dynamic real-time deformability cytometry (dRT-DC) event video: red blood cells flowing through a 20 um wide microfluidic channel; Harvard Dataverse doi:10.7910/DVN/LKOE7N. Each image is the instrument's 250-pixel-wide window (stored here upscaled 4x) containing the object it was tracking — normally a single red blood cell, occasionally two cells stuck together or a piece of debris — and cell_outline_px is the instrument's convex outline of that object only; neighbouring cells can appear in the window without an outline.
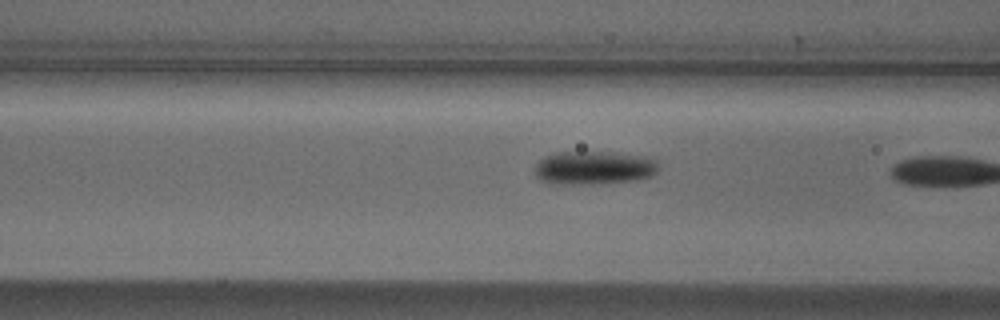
{"species": "Egyptian fruit bat (a non-hibernating species)", "species_latin": "Rousettus aegyptiacus", "temperature_condition": "cold", "stored_images_in_passage": 8, "camera_frame_rate_fps": 3000, "um_per_image_px": 0.085, "animal": {"sex": "male"}, "frame": {"image": 1, "passage_image": 6, "time_ms": 1.667, "image_size_px": [1000, 320], "cell_outline_px": [[660, 168], [652, 176], [636, 180], [600, 184], [552, 184], [540, 180], [536, 176], [536, 164], [544, 156], [556, 152], [620, 152], [640, 156], [656, 160]], "centroid_in_image_um": [50.49, 14.27], "position_along_channel_um": 116.1, "area_um2": 24.45}}